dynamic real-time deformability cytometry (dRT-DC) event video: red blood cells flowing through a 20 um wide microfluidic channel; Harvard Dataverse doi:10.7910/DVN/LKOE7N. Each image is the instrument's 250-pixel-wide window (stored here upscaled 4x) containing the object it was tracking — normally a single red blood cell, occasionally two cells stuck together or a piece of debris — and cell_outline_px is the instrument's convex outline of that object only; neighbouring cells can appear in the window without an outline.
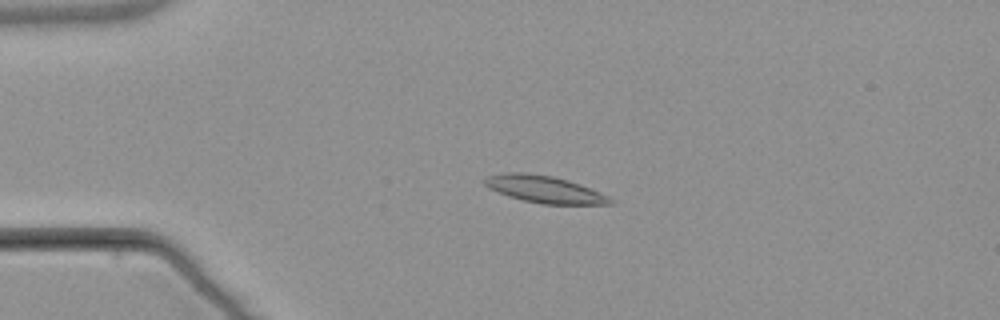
{"species": "common noctule bat (a hibernating species)", "species_latin": "Nyctalus noctula", "temperature_condition": "warm", "stored_images_in_passage": 5, "camera_frame_rate_fps": 3000, "um_per_image_px": 0.085, "animal": {"sex": "male", "body_mass_g": 21.5, "forearm_length_mm": 52.0}, "frame": {"image": 1, "passage_image": 4, "time_ms": 4.333, "image_size_px": [1000, 320], "cell_outline_px": [[616, 204], [540, 204], [508, 196], [488, 188], [484, 184], [484, 180], [488, 176], [504, 172], [528, 172], [552, 176], [568, 180], [580, 184], [608, 196]], "centroid_in_image_um": [46.26, 16.08], "position_along_channel_um": 38.7, "area_um2": 19.77}}